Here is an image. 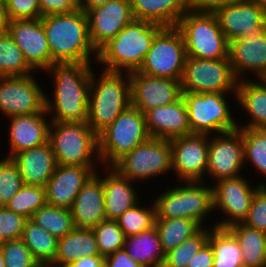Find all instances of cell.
<instances>
[{
  "mask_svg": "<svg viewBox=\"0 0 266 267\" xmlns=\"http://www.w3.org/2000/svg\"><path fill=\"white\" fill-rule=\"evenodd\" d=\"M150 138L145 115L130 105L98 135L101 165L112 167L120 158Z\"/></svg>",
  "mask_w": 266,
  "mask_h": 267,
  "instance_id": "9",
  "label": "cell"
},
{
  "mask_svg": "<svg viewBox=\"0 0 266 267\" xmlns=\"http://www.w3.org/2000/svg\"><path fill=\"white\" fill-rule=\"evenodd\" d=\"M71 213L76 228L93 229L106 220L103 166L84 184L74 200Z\"/></svg>",
  "mask_w": 266,
  "mask_h": 267,
  "instance_id": "24",
  "label": "cell"
},
{
  "mask_svg": "<svg viewBox=\"0 0 266 267\" xmlns=\"http://www.w3.org/2000/svg\"><path fill=\"white\" fill-rule=\"evenodd\" d=\"M214 254L207 242L201 250L188 262L187 267H213Z\"/></svg>",
  "mask_w": 266,
  "mask_h": 267,
  "instance_id": "51",
  "label": "cell"
},
{
  "mask_svg": "<svg viewBox=\"0 0 266 267\" xmlns=\"http://www.w3.org/2000/svg\"><path fill=\"white\" fill-rule=\"evenodd\" d=\"M38 73L42 76V81H45L41 72L26 76L0 77V114L3 117L46 111L47 83L40 84L41 79L35 77Z\"/></svg>",
  "mask_w": 266,
  "mask_h": 267,
  "instance_id": "14",
  "label": "cell"
},
{
  "mask_svg": "<svg viewBox=\"0 0 266 267\" xmlns=\"http://www.w3.org/2000/svg\"><path fill=\"white\" fill-rule=\"evenodd\" d=\"M182 98L192 133L214 135L238 129L236 93H182Z\"/></svg>",
  "mask_w": 266,
  "mask_h": 267,
  "instance_id": "6",
  "label": "cell"
},
{
  "mask_svg": "<svg viewBox=\"0 0 266 267\" xmlns=\"http://www.w3.org/2000/svg\"><path fill=\"white\" fill-rule=\"evenodd\" d=\"M31 220L58 239L75 228L71 209L49 204L40 207L33 214Z\"/></svg>",
  "mask_w": 266,
  "mask_h": 267,
  "instance_id": "39",
  "label": "cell"
},
{
  "mask_svg": "<svg viewBox=\"0 0 266 267\" xmlns=\"http://www.w3.org/2000/svg\"><path fill=\"white\" fill-rule=\"evenodd\" d=\"M28 219L0 206V243L20 239Z\"/></svg>",
  "mask_w": 266,
  "mask_h": 267,
  "instance_id": "46",
  "label": "cell"
},
{
  "mask_svg": "<svg viewBox=\"0 0 266 267\" xmlns=\"http://www.w3.org/2000/svg\"><path fill=\"white\" fill-rule=\"evenodd\" d=\"M34 267H50V265L48 264H44V263H38L36 266Z\"/></svg>",
  "mask_w": 266,
  "mask_h": 267,
  "instance_id": "58",
  "label": "cell"
},
{
  "mask_svg": "<svg viewBox=\"0 0 266 267\" xmlns=\"http://www.w3.org/2000/svg\"><path fill=\"white\" fill-rule=\"evenodd\" d=\"M175 181H205L208 167V134L192 133L170 140Z\"/></svg>",
  "mask_w": 266,
  "mask_h": 267,
  "instance_id": "16",
  "label": "cell"
},
{
  "mask_svg": "<svg viewBox=\"0 0 266 267\" xmlns=\"http://www.w3.org/2000/svg\"><path fill=\"white\" fill-rule=\"evenodd\" d=\"M208 243L214 254L213 267H243L238 240L227 228L211 227Z\"/></svg>",
  "mask_w": 266,
  "mask_h": 267,
  "instance_id": "34",
  "label": "cell"
},
{
  "mask_svg": "<svg viewBox=\"0 0 266 267\" xmlns=\"http://www.w3.org/2000/svg\"><path fill=\"white\" fill-rule=\"evenodd\" d=\"M5 7L6 5H0V34L7 31L8 19Z\"/></svg>",
  "mask_w": 266,
  "mask_h": 267,
  "instance_id": "54",
  "label": "cell"
},
{
  "mask_svg": "<svg viewBox=\"0 0 266 267\" xmlns=\"http://www.w3.org/2000/svg\"><path fill=\"white\" fill-rule=\"evenodd\" d=\"M172 183L174 186L167 182L168 186L158 188V192L155 190L156 193L151 196L156 219L187 218L196 221L201 227H215L212 185L205 181Z\"/></svg>",
  "mask_w": 266,
  "mask_h": 267,
  "instance_id": "3",
  "label": "cell"
},
{
  "mask_svg": "<svg viewBox=\"0 0 266 267\" xmlns=\"http://www.w3.org/2000/svg\"><path fill=\"white\" fill-rule=\"evenodd\" d=\"M258 79L266 86V71Z\"/></svg>",
  "mask_w": 266,
  "mask_h": 267,
  "instance_id": "56",
  "label": "cell"
},
{
  "mask_svg": "<svg viewBox=\"0 0 266 267\" xmlns=\"http://www.w3.org/2000/svg\"><path fill=\"white\" fill-rule=\"evenodd\" d=\"M0 267H5L4 257L1 250H0Z\"/></svg>",
  "mask_w": 266,
  "mask_h": 267,
  "instance_id": "57",
  "label": "cell"
},
{
  "mask_svg": "<svg viewBox=\"0 0 266 267\" xmlns=\"http://www.w3.org/2000/svg\"><path fill=\"white\" fill-rule=\"evenodd\" d=\"M92 230L102 257L105 258L124 248L125 236L116 220H103Z\"/></svg>",
  "mask_w": 266,
  "mask_h": 267,
  "instance_id": "42",
  "label": "cell"
},
{
  "mask_svg": "<svg viewBox=\"0 0 266 267\" xmlns=\"http://www.w3.org/2000/svg\"><path fill=\"white\" fill-rule=\"evenodd\" d=\"M236 106L237 112L241 111V118L237 116L238 128L266 129V86L259 79L238 81Z\"/></svg>",
  "mask_w": 266,
  "mask_h": 267,
  "instance_id": "27",
  "label": "cell"
},
{
  "mask_svg": "<svg viewBox=\"0 0 266 267\" xmlns=\"http://www.w3.org/2000/svg\"><path fill=\"white\" fill-rule=\"evenodd\" d=\"M238 129L242 133L244 144V165L247 169L244 172L246 173L248 170L253 168V171L250 170V174L248 173V176L253 172L254 175H257L255 178L260 177L257 178L259 181L258 183L266 185V129Z\"/></svg>",
  "mask_w": 266,
  "mask_h": 267,
  "instance_id": "33",
  "label": "cell"
},
{
  "mask_svg": "<svg viewBox=\"0 0 266 267\" xmlns=\"http://www.w3.org/2000/svg\"><path fill=\"white\" fill-rule=\"evenodd\" d=\"M86 14L90 40L97 51L134 19L129 0H111Z\"/></svg>",
  "mask_w": 266,
  "mask_h": 267,
  "instance_id": "21",
  "label": "cell"
},
{
  "mask_svg": "<svg viewBox=\"0 0 266 267\" xmlns=\"http://www.w3.org/2000/svg\"><path fill=\"white\" fill-rule=\"evenodd\" d=\"M253 177L243 174L236 178L221 179L212 184L214 214L217 217L219 213L215 227L228 228L243 223L247 218L255 191L260 185L257 180L254 182Z\"/></svg>",
  "mask_w": 266,
  "mask_h": 267,
  "instance_id": "11",
  "label": "cell"
},
{
  "mask_svg": "<svg viewBox=\"0 0 266 267\" xmlns=\"http://www.w3.org/2000/svg\"><path fill=\"white\" fill-rule=\"evenodd\" d=\"M144 115L151 138L171 140L192 134L187 108L182 97L171 104L155 107Z\"/></svg>",
  "mask_w": 266,
  "mask_h": 267,
  "instance_id": "26",
  "label": "cell"
},
{
  "mask_svg": "<svg viewBox=\"0 0 266 267\" xmlns=\"http://www.w3.org/2000/svg\"><path fill=\"white\" fill-rule=\"evenodd\" d=\"M140 187L143 186L122 176L113 167L103 166L106 220H116L125 211L138 204L145 197L142 196Z\"/></svg>",
  "mask_w": 266,
  "mask_h": 267,
  "instance_id": "25",
  "label": "cell"
},
{
  "mask_svg": "<svg viewBox=\"0 0 266 267\" xmlns=\"http://www.w3.org/2000/svg\"><path fill=\"white\" fill-rule=\"evenodd\" d=\"M214 14L229 42L247 36L256 27L266 26V10L253 0H240Z\"/></svg>",
  "mask_w": 266,
  "mask_h": 267,
  "instance_id": "23",
  "label": "cell"
},
{
  "mask_svg": "<svg viewBox=\"0 0 266 267\" xmlns=\"http://www.w3.org/2000/svg\"><path fill=\"white\" fill-rule=\"evenodd\" d=\"M134 19L146 20L163 27L177 26L188 10L187 0H129Z\"/></svg>",
  "mask_w": 266,
  "mask_h": 267,
  "instance_id": "29",
  "label": "cell"
},
{
  "mask_svg": "<svg viewBox=\"0 0 266 267\" xmlns=\"http://www.w3.org/2000/svg\"><path fill=\"white\" fill-rule=\"evenodd\" d=\"M99 68L91 74L87 121L97 135L131 105L129 73Z\"/></svg>",
  "mask_w": 266,
  "mask_h": 267,
  "instance_id": "4",
  "label": "cell"
},
{
  "mask_svg": "<svg viewBox=\"0 0 266 267\" xmlns=\"http://www.w3.org/2000/svg\"><path fill=\"white\" fill-rule=\"evenodd\" d=\"M244 170L246 169L241 131L236 129L209 135L206 182L212 185L221 179L236 178L243 175Z\"/></svg>",
  "mask_w": 266,
  "mask_h": 267,
  "instance_id": "15",
  "label": "cell"
},
{
  "mask_svg": "<svg viewBox=\"0 0 266 267\" xmlns=\"http://www.w3.org/2000/svg\"><path fill=\"white\" fill-rule=\"evenodd\" d=\"M162 28L150 21L133 19L98 51L96 65L109 71H138Z\"/></svg>",
  "mask_w": 266,
  "mask_h": 267,
  "instance_id": "5",
  "label": "cell"
},
{
  "mask_svg": "<svg viewBox=\"0 0 266 267\" xmlns=\"http://www.w3.org/2000/svg\"><path fill=\"white\" fill-rule=\"evenodd\" d=\"M238 240L243 267H266V233L237 223L227 228Z\"/></svg>",
  "mask_w": 266,
  "mask_h": 267,
  "instance_id": "32",
  "label": "cell"
},
{
  "mask_svg": "<svg viewBox=\"0 0 266 267\" xmlns=\"http://www.w3.org/2000/svg\"><path fill=\"white\" fill-rule=\"evenodd\" d=\"M11 159L17 164L23 183L26 185L45 187L57 166L49 142L36 148L21 151Z\"/></svg>",
  "mask_w": 266,
  "mask_h": 267,
  "instance_id": "28",
  "label": "cell"
},
{
  "mask_svg": "<svg viewBox=\"0 0 266 267\" xmlns=\"http://www.w3.org/2000/svg\"><path fill=\"white\" fill-rule=\"evenodd\" d=\"M35 72L12 36L7 31L0 34V77L26 76Z\"/></svg>",
  "mask_w": 266,
  "mask_h": 267,
  "instance_id": "37",
  "label": "cell"
},
{
  "mask_svg": "<svg viewBox=\"0 0 266 267\" xmlns=\"http://www.w3.org/2000/svg\"><path fill=\"white\" fill-rule=\"evenodd\" d=\"M8 21L41 18L39 0H6Z\"/></svg>",
  "mask_w": 266,
  "mask_h": 267,
  "instance_id": "47",
  "label": "cell"
},
{
  "mask_svg": "<svg viewBox=\"0 0 266 267\" xmlns=\"http://www.w3.org/2000/svg\"><path fill=\"white\" fill-rule=\"evenodd\" d=\"M46 39L54 62L96 64L98 51L89 35L87 14L78 9L68 14L41 17Z\"/></svg>",
  "mask_w": 266,
  "mask_h": 267,
  "instance_id": "2",
  "label": "cell"
},
{
  "mask_svg": "<svg viewBox=\"0 0 266 267\" xmlns=\"http://www.w3.org/2000/svg\"><path fill=\"white\" fill-rule=\"evenodd\" d=\"M100 255L92 229L74 228L58 239L57 253L50 267H66L85 256Z\"/></svg>",
  "mask_w": 266,
  "mask_h": 267,
  "instance_id": "30",
  "label": "cell"
},
{
  "mask_svg": "<svg viewBox=\"0 0 266 267\" xmlns=\"http://www.w3.org/2000/svg\"><path fill=\"white\" fill-rule=\"evenodd\" d=\"M78 1H79V8L86 13L88 10L96 6L106 4L108 1L111 0H78Z\"/></svg>",
  "mask_w": 266,
  "mask_h": 267,
  "instance_id": "53",
  "label": "cell"
},
{
  "mask_svg": "<svg viewBox=\"0 0 266 267\" xmlns=\"http://www.w3.org/2000/svg\"><path fill=\"white\" fill-rule=\"evenodd\" d=\"M119 174L148 189L149 180L172 175V148L169 139L150 138L112 166ZM164 176V177H163ZM158 177V178H157Z\"/></svg>",
  "mask_w": 266,
  "mask_h": 267,
  "instance_id": "10",
  "label": "cell"
},
{
  "mask_svg": "<svg viewBox=\"0 0 266 267\" xmlns=\"http://www.w3.org/2000/svg\"><path fill=\"white\" fill-rule=\"evenodd\" d=\"M229 60L238 81L258 79L266 71V26L230 41Z\"/></svg>",
  "mask_w": 266,
  "mask_h": 267,
  "instance_id": "17",
  "label": "cell"
},
{
  "mask_svg": "<svg viewBox=\"0 0 266 267\" xmlns=\"http://www.w3.org/2000/svg\"><path fill=\"white\" fill-rule=\"evenodd\" d=\"M17 164L7 157L0 158V206H5L23 187Z\"/></svg>",
  "mask_w": 266,
  "mask_h": 267,
  "instance_id": "43",
  "label": "cell"
},
{
  "mask_svg": "<svg viewBox=\"0 0 266 267\" xmlns=\"http://www.w3.org/2000/svg\"><path fill=\"white\" fill-rule=\"evenodd\" d=\"M266 10V0H253Z\"/></svg>",
  "mask_w": 266,
  "mask_h": 267,
  "instance_id": "55",
  "label": "cell"
},
{
  "mask_svg": "<svg viewBox=\"0 0 266 267\" xmlns=\"http://www.w3.org/2000/svg\"><path fill=\"white\" fill-rule=\"evenodd\" d=\"M100 167L57 164L45 186L47 204L71 209L84 184Z\"/></svg>",
  "mask_w": 266,
  "mask_h": 267,
  "instance_id": "22",
  "label": "cell"
},
{
  "mask_svg": "<svg viewBox=\"0 0 266 267\" xmlns=\"http://www.w3.org/2000/svg\"><path fill=\"white\" fill-rule=\"evenodd\" d=\"M155 227L165 254L202 228L196 221L187 218L156 219Z\"/></svg>",
  "mask_w": 266,
  "mask_h": 267,
  "instance_id": "36",
  "label": "cell"
},
{
  "mask_svg": "<svg viewBox=\"0 0 266 267\" xmlns=\"http://www.w3.org/2000/svg\"><path fill=\"white\" fill-rule=\"evenodd\" d=\"M39 4L41 17L68 14L80 9L78 0H39Z\"/></svg>",
  "mask_w": 266,
  "mask_h": 267,
  "instance_id": "48",
  "label": "cell"
},
{
  "mask_svg": "<svg viewBox=\"0 0 266 267\" xmlns=\"http://www.w3.org/2000/svg\"><path fill=\"white\" fill-rule=\"evenodd\" d=\"M237 84L229 58L186 57L182 93H236Z\"/></svg>",
  "mask_w": 266,
  "mask_h": 267,
  "instance_id": "13",
  "label": "cell"
},
{
  "mask_svg": "<svg viewBox=\"0 0 266 267\" xmlns=\"http://www.w3.org/2000/svg\"><path fill=\"white\" fill-rule=\"evenodd\" d=\"M124 249L135 262L144 267H163L165 253L155 226L126 237Z\"/></svg>",
  "mask_w": 266,
  "mask_h": 267,
  "instance_id": "31",
  "label": "cell"
},
{
  "mask_svg": "<svg viewBox=\"0 0 266 267\" xmlns=\"http://www.w3.org/2000/svg\"><path fill=\"white\" fill-rule=\"evenodd\" d=\"M131 80V105L143 114L171 104L182 97L181 80L153 77L141 72L129 73Z\"/></svg>",
  "mask_w": 266,
  "mask_h": 267,
  "instance_id": "19",
  "label": "cell"
},
{
  "mask_svg": "<svg viewBox=\"0 0 266 267\" xmlns=\"http://www.w3.org/2000/svg\"><path fill=\"white\" fill-rule=\"evenodd\" d=\"M66 267H105V258L101 255L85 256Z\"/></svg>",
  "mask_w": 266,
  "mask_h": 267,
  "instance_id": "52",
  "label": "cell"
},
{
  "mask_svg": "<svg viewBox=\"0 0 266 267\" xmlns=\"http://www.w3.org/2000/svg\"><path fill=\"white\" fill-rule=\"evenodd\" d=\"M211 227H202L192 237L165 254L163 267H187L188 262L208 242Z\"/></svg>",
  "mask_w": 266,
  "mask_h": 267,
  "instance_id": "41",
  "label": "cell"
},
{
  "mask_svg": "<svg viewBox=\"0 0 266 267\" xmlns=\"http://www.w3.org/2000/svg\"><path fill=\"white\" fill-rule=\"evenodd\" d=\"M7 32L36 72L44 73L50 67L51 53L41 18L8 21Z\"/></svg>",
  "mask_w": 266,
  "mask_h": 267,
  "instance_id": "20",
  "label": "cell"
},
{
  "mask_svg": "<svg viewBox=\"0 0 266 267\" xmlns=\"http://www.w3.org/2000/svg\"><path fill=\"white\" fill-rule=\"evenodd\" d=\"M46 204L45 187L24 184L5 207L16 214L31 219L33 214Z\"/></svg>",
  "mask_w": 266,
  "mask_h": 267,
  "instance_id": "40",
  "label": "cell"
},
{
  "mask_svg": "<svg viewBox=\"0 0 266 267\" xmlns=\"http://www.w3.org/2000/svg\"><path fill=\"white\" fill-rule=\"evenodd\" d=\"M183 35L187 57L229 58V41L214 13L188 9L176 26Z\"/></svg>",
  "mask_w": 266,
  "mask_h": 267,
  "instance_id": "8",
  "label": "cell"
},
{
  "mask_svg": "<svg viewBox=\"0 0 266 267\" xmlns=\"http://www.w3.org/2000/svg\"><path fill=\"white\" fill-rule=\"evenodd\" d=\"M21 239L39 263L51 265L54 262L58 238L31 219L26 221Z\"/></svg>",
  "mask_w": 266,
  "mask_h": 267,
  "instance_id": "35",
  "label": "cell"
},
{
  "mask_svg": "<svg viewBox=\"0 0 266 267\" xmlns=\"http://www.w3.org/2000/svg\"><path fill=\"white\" fill-rule=\"evenodd\" d=\"M238 1L240 0H187V5L190 10L214 13L222 7Z\"/></svg>",
  "mask_w": 266,
  "mask_h": 267,
  "instance_id": "49",
  "label": "cell"
},
{
  "mask_svg": "<svg viewBox=\"0 0 266 267\" xmlns=\"http://www.w3.org/2000/svg\"><path fill=\"white\" fill-rule=\"evenodd\" d=\"M0 5H6V0H0Z\"/></svg>",
  "mask_w": 266,
  "mask_h": 267,
  "instance_id": "59",
  "label": "cell"
},
{
  "mask_svg": "<svg viewBox=\"0 0 266 267\" xmlns=\"http://www.w3.org/2000/svg\"><path fill=\"white\" fill-rule=\"evenodd\" d=\"M94 65L54 62L45 71L44 78L47 75L52 79H48L51 88L45 91L46 111L51 121H88L90 79Z\"/></svg>",
  "mask_w": 266,
  "mask_h": 267,
  "instance_id": "1",
  "label": "cell"
},
{
  "mask_svg": "<svg viewBox=\"0 0 266 267\" xmlns=\"http://www.w3.org/2000/svg\"><path fill=\"white\" fill-rule=\"evenodd\" d=\"M243 224L266 233V185L260 184L257 187Z\"/></svg>",
  "mask_w": 266,
  "mask_h": 267,
  "instance_id": "45",
  "label": "cell"
},
{
  "mask_svg": "<svg viewBox=\"0 0 266 267\" xmlns=\"http://www.w3.org/2000/svg\"><path fill=\"white\" fill-rule=\"evenodd\" d=\"M0 250L5 267H34L39 263L21 238L0 243Z\"/></svg>",
  "mask_w": 266,
  "mask_h": 267,
  "instance_id": "44",
  "label": "cell"
},
{
  "mask_svg": "<svg viewBox=\"0 0 266 267\" xmlns=\"http://www.w3.org/2000/svg\"><path fill=\"white\" fill-rule=\"evenodd\" d=\"M6 126L8 129L4 130L7 137L0 135V143L8 139L7 150L5 153L0 152L3 157L12 158L15 154L42 146L49 142V132L51 119L47 111L43 113L14 115L6 118ZM2 138V139H1ZM9 146V147H8ZM5 154V155H4Z\"/></svg>",
  "mask_w": 266,
  "mask_h": 267,
  "instance_id": "18",
  "label": "cell"
},
{
  "mask_svg": "<svg viewBox=\"0 0 266 267\" xmlns=\"http://www.w3.org/2000/svg\"><path fill=\"white\" fill-rule=\"evenodd\" d=\"M49 143L57 164L102 166L98 135L87 122H51Z\"/></svg>",
  "mask_w": 266,
  "mask_h": 267,
  "instance_id": "7",
  "label": "cell"
},
{
  "mask_svg": "<svg viewBox=\"0 0 266 267\" xmlns=\"http://www.w3.org/2000/svg\"><path fill=\"white\" fill-rule=\"evenodd\" d=\"M105 267H144V266L135 262L123 248L105 257Z\"/></svg>",
  "mask_w": 266,
  "mask_h": 267,
  "instance_id": "50",
  "label": "cell"
},
{
  "mask_svg": "<svg viewBox=\"0 0 266 267\" xmlns=\"http://www.w3.org/2000/svg\"><path fill=\"white\" fill-rule=\"evenodd\" d=\"M186 57L185 42L180 30L176 26L163 27L155 35L138 72L181 80Z\"/></svg>",
  "mask_w": 266,
  "mask_h": 267,
  "instance_id": "12",
  "label": "cell"
},
{
  "mask_svg": "<svg viewBox=\"0 0 266 267\" xmlns=\"http://www.w3.org/2000/svg\"><path fill=\"white\" fill-rule=\"evenodd\" d=\"M144 199L145 201L141 200L116 219L125 238L139 234L155 226L156 209L154 202L151 196L149 201L147 198Z\"/></svg>",
  "mask_w": 266,
  "mask_h": 267,
  "instance_id": "38",
  "label": "cell"
}]
</instances>
